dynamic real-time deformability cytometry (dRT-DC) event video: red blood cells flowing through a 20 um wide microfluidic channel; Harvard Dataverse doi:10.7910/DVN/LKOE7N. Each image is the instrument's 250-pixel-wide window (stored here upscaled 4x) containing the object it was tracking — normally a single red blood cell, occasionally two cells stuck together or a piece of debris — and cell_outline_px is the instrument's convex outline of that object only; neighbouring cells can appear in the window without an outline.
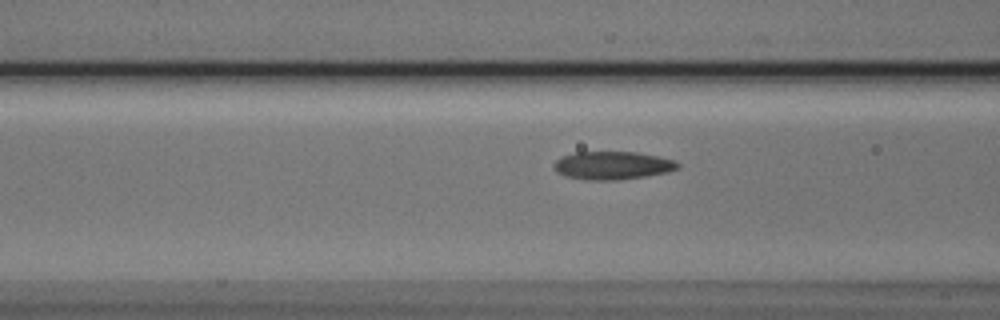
{"species": "Egyptian fruit bat (a non-hibernating species)", "species_latin": "Rousettus aegyptiacus", "temperature_condition": "cold", "stored_images_in_passage": 7, "camera_frame_rate_fps": 3000, "um_per_image_px": 0.085, "animal": {"sex": "male"}, "frame": {"image": 1, "passage_image": 5, "time_ms": 1.333, "image_size_px": [1000, 320], "cell_outline_px": [[680, 164], [676, 168], [668, 172], [644, 176], [616, 180], [588, 180], [568, 176], [556, 172], [552, 168], [552, 164], [560, 156], [576, 152], [636, 152], [656, 156], [672, 160]], "centroid_in_image_um": [51.99, 14.06], "position_along_channel_um": 114.6, "area_um2": 20.11}}